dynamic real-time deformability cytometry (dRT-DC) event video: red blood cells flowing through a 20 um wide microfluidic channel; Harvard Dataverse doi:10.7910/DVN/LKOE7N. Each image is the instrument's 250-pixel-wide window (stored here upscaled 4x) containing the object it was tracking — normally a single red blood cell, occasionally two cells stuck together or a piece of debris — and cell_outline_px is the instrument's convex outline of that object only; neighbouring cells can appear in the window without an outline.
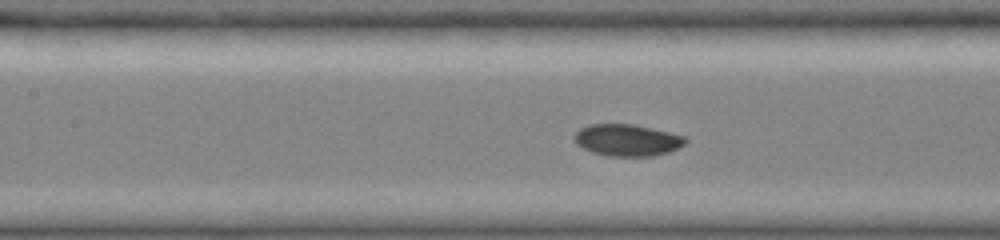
{"species": "common noctule bat (a hibernating species)", "species_latin": "Nyctalus noctula", "temperature_condition": "cold", "stored_images_in_passage": 22, "camera_frame_rate_fps": 3000, "um_per_image_px": 0.085, "animal": {"sex": "female", "body_mass_g": 19.0, "forearm_length_mm": 51.5}, "frame": {"image": 1, "passage_image": 16, "time_ms": 6.0, "image_size_px": [1000, 240], "cell_outline_px": [[688, 140], [684, 144], [668, 152], [652, 156], [608, 156], [592, 152], [576, 144], [576, 132], [580, 128], [592, 124], [632, 124], [684, 136]], "centroid_in_image_um": [53.3, 11.91], "position_along_channel_um": 154.1, "area_um2": 20.17}}